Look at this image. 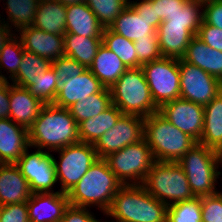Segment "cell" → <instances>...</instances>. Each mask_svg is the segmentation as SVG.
<instances>
[{"label": "cell", "mask_w": 222, "mask_h": 222, "mask_svg": "<svg viewBox=\"0 0 222 222\" xmlns=\"http://www.w3.org/2000/svg\"><path fill=\"white\" fill-rule=\"evenodd\" d=\"M209 222H222V220H218V221H209Z\"/></svg>", "instance_id": "obj_54"}, {"label": "cell", "mask_w": 222, "mask_h": 222, "mask_svg": "<svg viewBox=\"0 0 222 222\" xmlns=\"http://www.w3.org/2000/svg\"><path fill=\"white\" fill-rule=\"evenodd\" d=\"M112 104L123 114L143 118L159 112L141 67L128 68L110 88Z\"/></svg>", "instance_id": "obj_5"}, {"label": "cell", "mask_w": 222, "mask_h": 222, "mask_svg": "<svg viewBox=\"0 0 222 222\" xmlns=\"http://www.w3.org/2000/svg\"><path fill=\"white\" fill-rule=\"evenodd\" d=\"M90 208L70 205L65 209L61 222H90L95 216Z\"/></svg>", "instance_id": "obj_46"}, {"label": "cell", "mask_w": 222, "mask_h": 222, "mask_svg": "<svg viewBox=\"0 0 222 222\" xmlns=\"http://www.w3.org/2000/svg\"><path fill=\"white\" fill-rule=\"evenodd\" d=\"M29 146L15 162L22 175L28 181L32 193L60 192L54 191L57 182L54 155L51 152Z\"/></svg>", "instance_id": "obj_11"}, {"label": "cell", "mask_w": 222, "mask_h": 222, "mask_svg": "<svg viewBox=\"0 0 222 222\" xmlns=\"http://www.w3.org/2000/svg\"><path fill=\"white\" fill-rule=\"evenodd\" d=\"M142 185L167 206L195 197L186 174L177 162L155 161Z\"/></svg>", "instance_id": "obj_7"}, {"label": "cell", "mask_w": 222, "mask_h": 222, "mask_svg": "<svg viewBox=\"0 0 222 222\" xmlns=\"http://www.w3.org/2000/svg\"><path fill=\"white\" fill-rule=\"evenodd\" d=\"M179 71L180 98L205 106L222 91L219 79L183 59H179Z\"/></svg>", "instance_id": "obj_12"}, {"label": "cell", "mask_w": 222, "mask_h": 222, "mask_svg": "<svg viewBox=\"0 0 222 222\" xmlns=\"http://www.w3.org/2000/svg\"><path fill=\"white\" fill-rule=\"evenodd\" d=\"M102 37H82L72 33L64 34L65 55L89 68L93 64Z\"/></svg>", "instance_id": "obj_29"}, {"label": "cell", "mask_w": 222, "mask_h": 222, "mask_svg": "<svg viewBox=\"0 0 222 222\" xmlns=\"http://www.w3.org/2000/svg\"><path fill=\"white\" fill-rule=\"evenodd\" d=\"M189 64L200 67L222 82V52L212 49L197 36H194L182 58Z\"/></svg>", "instance_id": "obj_23"}, {"label": "cell", "mask_w": 222, "mask_h": 222, "mask_svg": "<svg viewBox=\"0 0 222 222\" xmlns=\"http://www.w3.org/2000/svg\"><path fill=\"white\" fill-rule=\"evenodd\" d=\"M6 3H3L5 13L7 18L4 15L0 19L8 27L14 29L16 33L19 29L31 26L35 20L36 11L40 0H4Z\"/></svg>", "instance_id": "obj_30"}, {"label": "cell", "mask_w": 222, "mask_h": 222, "mask_svg": "<svg viewBox=\"0 0 222 222\" xmlns=\"http://www.w3.org/2000/svg\"><path fill=\"white\" fill-rule=\"evenodd\" d=\"M156 32L162 55L168 58L182 59L194 37L185 25L160 24Z\"/></svg>", "instance_id": "obj_24"}, {"label": "cell", "mask_w": 222, "mask_h": 222, "mask_svg": "<svg viewBox=\"0 0 222 222\" xmlns=\"http://www.w3.org/2000/svg\"><path fill=\"white\" fill-rule=\"evenodd\" d=\"M159 113L175 127L200 141L204 125V106L183 98L164 103Z\"/></svg>", "instance_id": "obj_14"}, {"label": "cell", "mask_w": 222, "mask_h": 222, "mask_svg": "<svg viewBox=\"0 0 222 222\" xmlns=\"http://www.w3.org/2000/svg\"><path fill=\"white\" fill-rule=\"evenodd\" d=\"M121 186L107 161L99 158L67 193L69 204L90 209L95 206L106 213Z\"/></svg>", "instance_id": "obj_3"}, {"label": "cell", "mask_w": 222, "mask_h": 222, "mask_svg": "<svg viewBox=\"0 0 222 222\" xmlns=\"http://www.w3.org/2000/svg\"><path fill=\"white\" fill-rule=\"evenodd\" d=\"M66 6L57 0H40L32 26L47 33L64 35Z\"/></svg>", "instance_id": "obj_26"}, {"label": "cell", "mask_w": 222, "mask_h": 222, "mask_svg": "<svg viewBox=\"0 0 222 222\" xmlns=\"http://www.w3.org/2000/svg\"><path fill=\"white\" fill-rule=\"evenodd\" d=\"M197 37L212 49L222 52V29L202 22Z\"/></svg>", "instance_id": "obj_43"}, {"label": "cell", "mask_w": 222, "mask_h": 222, "mask_svg": "<svg viewBox=\"0 0 222 222\" xmlns=\"http://www.w3.org/2000/svg\"><path fill=\"white\" fill-rule=\"evenodd\" d=\"M32 192L19 168L12 164H0V206L27 202Z\"/></svg>", "instance_id": "obj_20"}, {"label": "cell", "mask_w": 222, "mask_h": 222, "mask_svg": "<svg viewBox=\"0 0 222 222\" xmlns=\"http://www.w3.org/2000/svg\"><path fill=\"white\" fill-rule=\"evenodd\" d=\"M202 222L222 220V191L201 196Z\"/></svg>", "instance_id": "obj_41"}, {"label": "cell", "mask_w": 222, "mask_h": 222, "mask_svg": "<svg viewBox=\"0 0 222 222\" xmlns=\"http://www.w3.org/2000/svg\"><path fill=\"white\" fill-rule=\"evenodd\" d=\"M29 145L48 152L80 142L78 124L68 108L45 104L28 129Z\"/></svg>", "instance_id": "obj_1"}, {"label": "cell", "mask_w": 222, "mask_h": 222, "mask_svg": "<svg viewBox=\"0 0 222 222\" xmlns=\"http://www.w3.org/2000/svg\"><path fill=\"white\" fill-rule=\"evenodd\" d=\"M177 163L186 174L195 197L219 192L216 184L222 172L219 168L217 150L197 142Z\"/></svg>", "instance_id": "obj_6"}, {"label": "cell", "mask_w": 222, "mask_h": 222, "mask_svg": "<svg viewBox=\"0 0 222 222\" xmlns=\"http://www.w3.org/2000/svg\"><path fill=\"white\" fill-rule=\"evenodd\" d=\"M144 139L159 162H178L197 143L159 112L144 118Z\"/></svg>", "instance_id": "obj_4"}, {"label": "cell", "mask_w": 222, "mask_h": 222, "mask_svg": "<svg viewBox=\"0 0 222 222\" xmlns=\"http://www.w3.org/2000/svg\"><path fill=\"white\" fill-rule=\"evenodd\" d=\"M16 35L25 51L47 58L51 62L65 55L64 35L47 33L32 25L19 29Z\"/></svg>", "instance_id": "obj_15"}, {"label": "cell", "mask_w": 222, "mask_h": 222, "mask_svg": "<svg viewBox=\"0 0 222 222\" xmlns=\"http://www.w3.org/2000/svg\"><path fill=\"white\" fill-rule=\"evenodd\" d=\"M58 82L59 89L53 105L61 108H68L91 94L99 93L104 88L89 68L77 77L58 80Z\"/></svg>", "instance_id": "obj_16"}, {"label": "cell", "mask_w": 222, "mask_h": 222, "mask_svg": "<svg viewBox=\"0 0 222 222\" xmlns=\"http://www.w3.org/2000/svg\"><path fill=\"white\" fill-rule=\"evenodd\" d=\"M167 222H202L201 197L168 206Z\"/></svg>", "instance_id": "obj_38"}, {"label": "cell", "mask_w": 222, "mask_h": 222, "mask_svg": "<svg viewBox=\"0 0 222 222\" xmlns=\"http://www.w3.org/2000/svg\"><path fill=\"white\" fill-rule=\"evenodd\" d=\"M123 113L111 105L99 115L78 124L80 142L95 144L109 129L113 128Z\"/></svg>", "instance_id": "obj_28"}, {"label": "cell", "mask_w": 222, "mask_h": 222, "mask_svg": "<svg viewBox=\"0 0 222 222\" xmlns=\"http://www.w3.org/2000/svg\"><path fill=\"white\" fill-rule=\"evenodd\" d=\"M85 3L95 14L101 25L104 28H109L129 4V0H86Z\"/></svg>", "instance_id": "obj_37"}, {"label": "cell", "mask_w": 222, "mask_h": 222, "mask_svg": "<svg viewBox=\"0 0 222 222\" xmlns=\"http://www.w3.org/2000/svg\"><path fill=\"white\" fill-rule=\"evenodd\" d=\"M154 103L160 108L164 103L180 98L179 59L163 57L141 66Z\"/></svg>", "instance_id": "obj_10"}, {"label": "cell", "mask_w": 222, "mask_h": 222, "mask_svg": "<svg viewBox=\"0 0 222 222\" xmlns=\"http://www.w3.org/2000/svg\"><path fill=\"white\" fill-rule=\"evenodd\" d=\"M134 47L138 61L142 65L163 58L157 33L151 35V38H142L134 41Z\"/></svg>", "instance_id": "obj_39"}, {"label": "cell", "mask_w": 222, "mask_h": 222, "mask_svg": "<svg viewBox=\"0 0 222 222\" xmlns=\"http://www.w3.org/2000/svg\"><path fill=\"white\" fill-rule=\"evenodd\" d=\"M112 105L109 88H103L99 93L89 95L87 98L73 103L68 110L77 124L85 119L93 118Z\"/></svg>", "instance_id": "obj_31"}, {"label": "cell", "mask_w": 222, "mask_h": 222, "mask_svg": "<svg viewBox=\"0 0 222 222\" xmlns=\"http://www.w3.org/2000/svg\"><path fill=\"white\" fill-rule=\"evenodd\" d=\"M199 143L214 150L222 146V91L204 106V125Z\"/></svg>", "instance_id": "obj_27"}, {"label": "cell", "mask_w": 222, "mask_h": 222, "mask_svg": "<svg viewBox=\"0 0 222 222\" xmlns=\"http://www.w3.org/2000/svg\"><path fill=\"white\" fill-rule=\"evenodd\" d=\"M14 34V30L0 20V51Z\"/></svg>", "instance_id": "obj_49"}, {"label": "cell", "mask_w": 222, "mask_h": 222, "mask_svg": "<svg viewBox=\"0 0 222 222\" xmlns=\"http://www.w3.org/2000/svg\"><path fill=\"white\" fill-rule=\"evenodd\" d=\"M57 1L61 2L65 6L86 2V0H57Z\"/></svg>", "instance_id": "obj_50"}, {"label": "cell", "mask_w": 222, "mask_h": 222, "mask_svg": "<svg viewBox=\"0 0 222 222\" xmlns=\"http://www.w3.org/2000/svg\"><path fill=\"white\" fill-rule=\"evenodd\" d=\"M102 44L115 53L127 68L142 66L138 61L133 41L111 31L109 28H104Z\"/></svg>", "instance_id": "obj_32"}, {"label": "cell", "mask_w": 222, "mask_h": 222, "mask_svg": "<svg viewBox=\"0 0 222 222\" xmlns=\"http://www.w3.org/2000/svg\"><path fill=\"white\" fill-rule=\"evenodd\" d=\"M217 157H218V162L219 166H222V146L217 150Z\"/></svg>", "instance_id": "obj_51"}, {"label": "cell", "mask_w": 222, "mask_h": 222, "mask_svg": "<svg viewBox=\"0 0 222 222\" xmlns=\"http://www.w3.org/2000/svg\"><path fill=\"white\" fill-rule=\"evenodd\" d=\"M10 82L0 80V119L9 118Z\"/></svg>", "instance_id": "obj_48"}, {"label": "cell", "mask_w": 222, "mask_h": 222, "mask_svg": "<svg viewBox=\"0 0 222 222\" xmlns=\"http://www.w3.org/2000/svg\"><path fill=\"white\" fill-rule=\"evenodd\" d=\"M66 31L82 37H102L104 27L86 3L66 6Z\"/></svg>", "instance_id": "obj_21"}, {"label": "cell", "mask_w": 222, "mask_h": 222, "mask_svg": "<svg viewBox=\"0 0 222 222\" xmlns=\"http://www.w3.org/2000/svg\"><path fill=\"white\" fill-rule=\"evenodd\" d=\"M69 206L67 193H32L27 201L30 222H61Z\"/></svg>", "instance_id": "obj_17"}, {"label": "cell", "mask_w": 222, "mask_h": 222, "mask_svg": "<svg viewBox=\"0 0 222 222\" xmlns=\"http://www.w3.org/2000/svg\"><path fill=\"white\" fill-rule=\"evenodd\" d=\"M122 185L143 184L155 162L152 151L143 138L104 158Z\"/></svg>", "instance_id": "obj_8"}, {"label": "cell", "mask_w": 222, "mask_h": 222, "mask_svg": "<svg viewBox=\"0 0 222 222\" xmlns=\"http://www.w3.org/2000/svg\"><path fill=\"white\" fill-rule=\"evenodd\" d=\"M23 53L22 42L15 33L0 51V80L11 81L17 75ZM5 72L9 75L8 77Z\"/></svg>", "instance_id": "obj_34"}, {"label": "cell", "mask_w": 222, "mask_h": 222, "mask_svg": "<svg viewBox=\"0 0 222 222\" xmlns=\"http://www.w3.org/2000/svg\"><path fill=\"white\" fill-rule=\"evenodd\" d=\"M89 69L105 88L110 89L128 68L115 53L102 44Z\"/></svg>", "instance_id": "obj_25"}, {"label": "cell", "mask_w": 222, "mask_h": 222, "mask_svg": "<svg viewBox=\"0 0 222 222\" xmlns=\"http://www.w3.org/2000/svg\"><path fill=\"white\" fill-rule=\"evenodd\" d=\"M188 0H153V6H156L157 16L165 21L168 16L182 9Z\"/></svg>", "instance_id": "obj_47"}, {"label": "cell", "mask_w": 222, "mask_h": 222, "mask_svg": "<svg viewBox=\"0 0 222 222\" xmlns=\"http://www.w3.org/2000/svg\"><path fill=\"white\" fill-rule=\"evenodd\" d=\"M143 138L144 118L123 114L116 125L100 137L94 147L98 158H105L128 145L138 143Z\"/></svg>", "instance_id": "obj_13"}, {"label": "cell", "mask_w": 222, "mask_h": 222, "mask_svg": "<svg viewBox=\"0 0 222 222\" xmlns=\"http://www.w3.org/2000/svg\"><path fill=\"white\" fill-rule=\"evenodd\" d=\"M0 222H30L27 202L0 206Z\"/></svg>", "instance_id": "obj_42"}, {"label": "cell", "mask_w": 222, "mask_h": 222, "mask_svg": "<svg viewBox=\"0 0 222 222\" xmlns=\"http://www.w3.org/2000/svg\"><path fill=\"white\" fill-rule=\"evenodd\" d=\"M167 209L142 184L122 185L103 215L112 218L110 222H167Z\"/></svg>", "instance_id": "obj_2"}, {"label": "cell", "mask_w": 222, "mask_h": 222, "mask_svg": "<svg viewBox=\"0 0 222 222\" xmlns=\"http://www.w3.org/2000/svg\"><path fill=\"white\" fill-rule=\"evenodd\" d=\"M29 146L26 128L10 118L0 119V164L15 163Z\"/></svg>", "instance_id": "obj_19"}, {"label": "cell", "mask_w": 222, "mask_h": 222, "mask_svg": "<svg viewBox=\"0 0 222 222\" xmlns=\"http://www.w3.org/2000/svg\"><path fill=\"white\" fill-rule=\"evenodd\" d=\"M188 1L197 2V3L201 4V5H204V4L209 3L211 0H188Z\"/></svg>", "instance_id": "obj_52"}, {"label": "cell", "mask_w": 222, "mask_h": 222, "mask_svg": "<svg viewBox=\"0 0 222 222\" xmlns=\"http://www.w3.org/2000/svg\"><path fill=\"white\" fill-rule=\"evenodd\" d=\"M129 4L139 15L151 21V26H153L156 30L158 29L162 20L157 16L156 6H153V0H129Z\"/></svg>", "instance_id": "obj_44"}, {"label": "cell", "mask_w": 222, "mask_h": 222, "mask_svg": "<svg viewBox=\"0 0 222 222\" xmlns=\"http://www.w3.org/2000/svg\"><path fill=\"white\" fill-rule=\"evenodd\" d=\"M59 153L54 157L57 182L60 192L68 193L86 174L89 168L99 159L94 144L78 142L55 150Z\"/></svg>", "instance_id": "obj_9"}, {"label": "cell", "mask_w": 222, "mask_h": 222, "mask_svg": "<svg viewBox=\"0 0 222 222\" xmlns=\"http://www.w3.org/2000/svg\"><path fill=\"white\" fill-rule=\"evenodd\" d=\"M51 66V61L24 50L17 75L10 81L12 84L28 88L33 80Z\"/></svg>", "instance_id": "obj_33"}, {"label": "cell", "mask_w": 222, "mask_h": 222, "mask_svg": "<svg viewBox=\"0 0 222 222\" xmlns=\"http://www.w3.org/2000/svg\"><path fill=\"white\" fill-rule=\"evenodd\" d=\"M203 22V5L197 2L187 1L182 9L174 12L168 19L160 24L185 25L194 36H197L199 28Z\"/></svg>", "instance_id": "obj_35"}, {"label": "cell", "mask_w": 222, "mask_h": 222, "mask_svg": "<svg viewBox=\"0 0 222 222\" xmlns=\"http://www.w3.org/2000/svg\"><path fill=\"white\" fill-rule=\"evenodd\" d=\"M9 118L27 130L38 117L45 105L36 96H33L27 88L20 87L10 82Z\"/></svg>", "instance_id": "obj_18"}, {"label": "cell", "mask_w": 222, "mask_h": 222, "mask_svg": "<svg viewBox=\"0 0 222 222\" xmlns=\"http://www.w3.org/2000/svg\"><path fill=\"white\" fill-rule=\"evenodd\" d=\"M28 91L44 104H53L59 89L58 77L52 66L33 80Z\"/></svg>", "instance_id": "obj_36"}, {"label": "cell", "mask_w": 222, "mask_h": 222, "mask_svg": "<svg viewBox=\"0 0 222 222\" xmlns=\"http://www.w3.org/2000/svg\"><path fill=\"white\" fill-rule=\"evenodd\" d=\"M109 29L133 42L142 38H151V35L157 33V30L151 26V21L139 15L130 4L123 9Z\"/></svg>", "instance_id": "obj_22"}, {"label": "cell", "mask_w": 222, "mask_h": 222, "mask_svg": "<svg viewBox=\"0 0 222 222\" xmlns=\"http://www.w3.org/2000/svg\"><path fill=\"white\" fill-rule=\"evenodd\" d=\"M203 22L222 29V0H211L203 5Z\"/></svg>", "instance_id": "obj_45"}, {"label": "cell", "mask_w": 222, "mask_h": 222, "mask_svg": "<svg viewBox=\"0 0 222 222\" xmlns=\"http://www.w3.org/2000/svg\"><path fill=\"white\" fill-rule=\"evenodd\" d=\"M51 66L55 70L58 80L77 77L87 69L84 65L66 55L53 60Z\"/></svg>", "instance_id": "obj_40"}, {"label": "cell", "mask_w": 222, "mask_h": 222, "mask_svg": "<svg viewBox=\"0 0 222 222\" xmlns=\"http://www.w3.org/2000/svg\"><path fill=\"white\" fill-rule=\"evenodd\" d=\"M90 222H108V221H106V220L103 221V220L98 219V218L96 219V216H95Z\"/></svg>", "instance_id": "obj_53"}]
</instances>
